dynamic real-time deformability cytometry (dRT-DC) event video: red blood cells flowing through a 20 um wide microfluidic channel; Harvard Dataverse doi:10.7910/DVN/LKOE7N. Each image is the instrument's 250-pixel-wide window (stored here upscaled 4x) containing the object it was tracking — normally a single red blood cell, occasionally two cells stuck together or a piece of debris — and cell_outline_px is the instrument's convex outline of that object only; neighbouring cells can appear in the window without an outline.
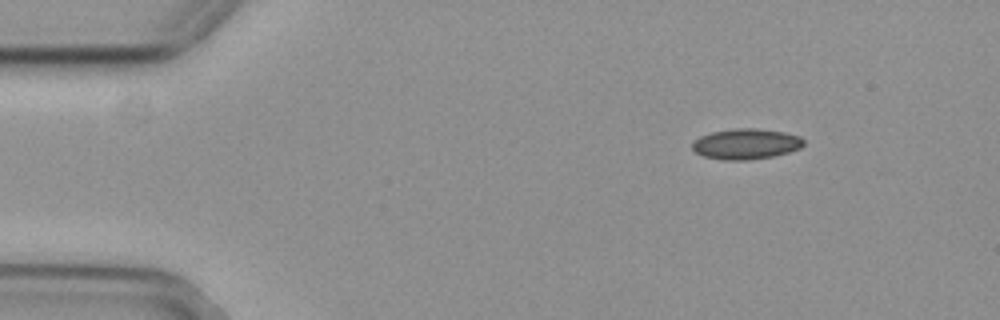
{"species": "common noctule bat (a hibernating species)", "species_latin": "Nyctalus noctula", "temperature_condition": "cold", "stored_images_in_passage": 39, "camera_frame_rate_fps": 3000, "um_per_image_px": 0.085, "animal": {"sex": "female", "body_mass_g": 29.2, "forearm_length_mm": 56.3}, "frame": {"image": 1, "passage_image": 1, "time_ms": 0.0, "image_size_px": [1000, 320], "cell_outline_px": [[804, 144], [800, 148], [788, 152], [772, 156], [744, 160], [724, 160], [704, 156], [696, 152], [692, 148], [692, 144], [700, 136], [712, 132], [736, 128], [756, 128], [784, 132], [800, 136], [804, 140]], "centroid_in_image_um": [63.42, 12.23], "position_along_channel_um": 21.6, "area_um2": 19.65}}
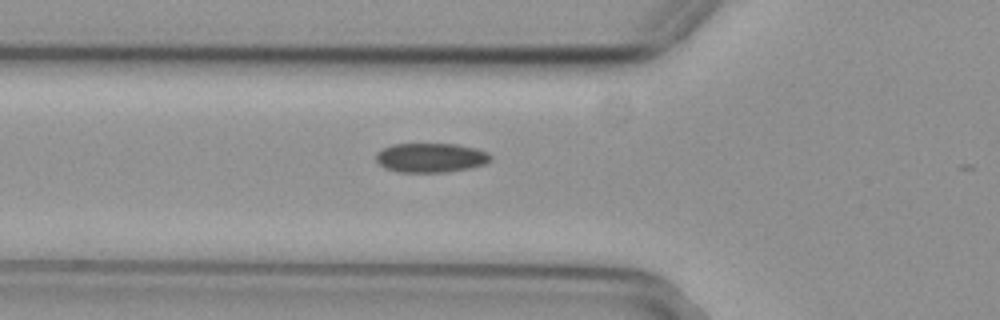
{"frame": {"image": 2, "passage_image": 13, "time_ms": 4.0, "image_size_px": [1000, 320], "cell_outline_px": [[492, 156], [484, 164], [468, 168], [448, 172], [396, 172], [384, 168], [376, 160], [376, 152], [392, 144], [456, 144], [476, 148], [488, 152]], "centroid_in_image_um": [36.59, 13.4], "position_along_channel_um": 89.2, "area_um2": 19.59}}
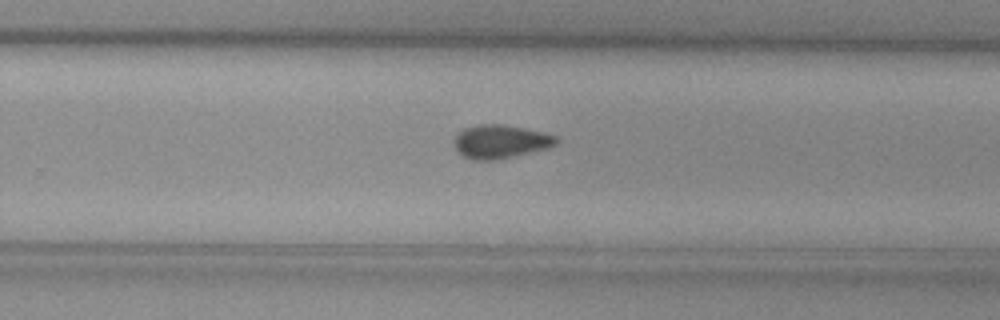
{"frame": {"image": 3, "passage_image": 29, "time_ms": 9.333, "image_size_px": [1000, 320], "cell_outline_px": [[560, 140], [556, 144], [548, 148], [500, 160], [472, 160], [464, 156], [452, 144], [452, 140], [456, 132], [464, 128], [476, 124], [500, 124], [524, 128], [556, 136]], "centroid_in_image_um": [42.49, 12.04], "position_along_channel_um": 287.3, "area_um2": 20.23}}